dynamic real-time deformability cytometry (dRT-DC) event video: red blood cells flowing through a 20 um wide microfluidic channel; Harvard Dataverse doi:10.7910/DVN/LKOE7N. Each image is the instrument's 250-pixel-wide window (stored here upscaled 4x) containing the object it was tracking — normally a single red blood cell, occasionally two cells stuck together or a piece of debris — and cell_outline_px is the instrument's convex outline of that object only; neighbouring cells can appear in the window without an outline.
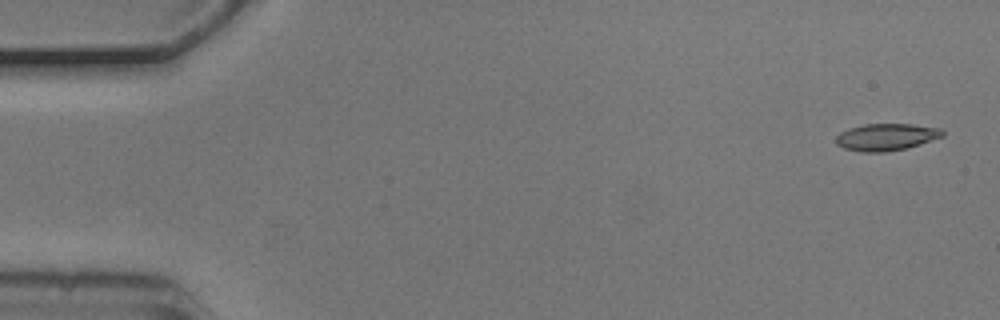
{"species": "common noctule bat (a hibernating species)", "species_latin": "Nyctalus noctula", "temperature_condition": "cold", "stored_images_in_passage": 4, "camera_frame_rate_fps": 3000, "um_per_image_px": 0.085, "animal": {"sex": "male", "body_mass_g": 20.5, "forearm_length_mm": 52.5}, "frame": {"image": 1, "passage_image": 1, "time_ms": 0.0, "image_size_px": [1000, 320], "cell_outline_px": [[944, 136], [908, 148], [884, 152], [860, 152], [844, 148], [836, 144], [836, 136], [840, 132], [848, 128], [864, 124], [912, 124], [940, 128], [944, 132]], "centroid_in_image_um": [75.32, 11.65], "position_along_channel_um": 9.7, "area_um2": 16.88}}
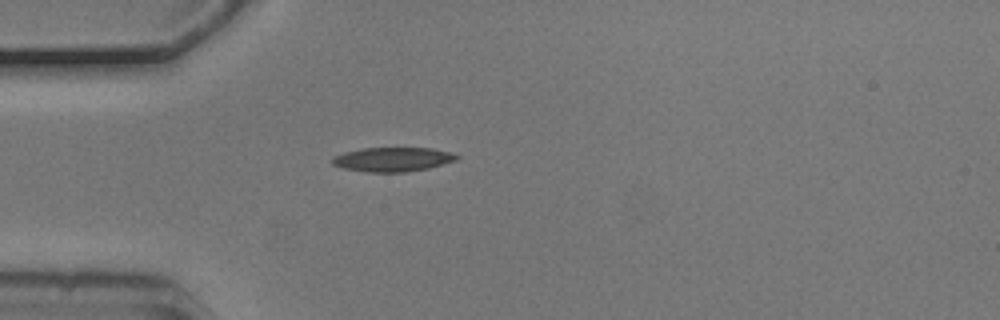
{"frame": {"image": 2, "passage_image": 4, "time_ms": 1.0, "image_size_px": [1000, 320], "cell_outline_px": [[460, 156], [456, 160], [428, 168], [404, 172], [368, 172], [344, 168], [332, 164], [332, 156], [344, 152], [360, 148], [432, 148], [452, 152]], "centroid_in_image_um": [33.37, 13.54], "position_along_channel_um": 51.6, "area_um2": 17.57}}